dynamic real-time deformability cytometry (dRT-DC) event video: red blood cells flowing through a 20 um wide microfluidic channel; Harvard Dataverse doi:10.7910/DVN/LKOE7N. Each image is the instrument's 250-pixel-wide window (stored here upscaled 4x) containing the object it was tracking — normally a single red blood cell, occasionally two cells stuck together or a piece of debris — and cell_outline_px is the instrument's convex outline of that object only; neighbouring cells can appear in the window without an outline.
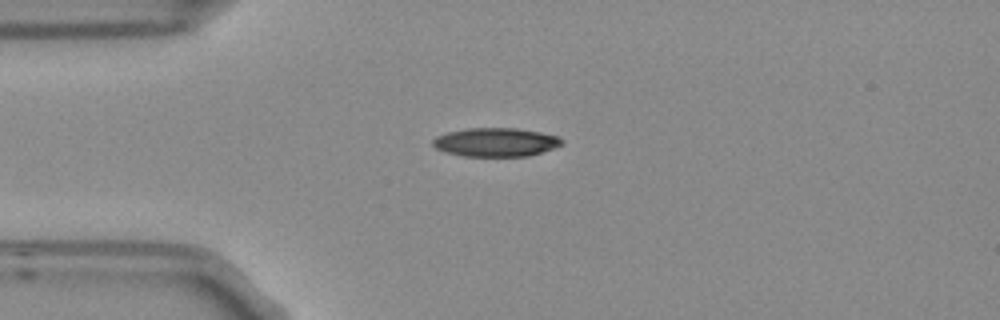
{"species": "Egyptian fruit bat (a non-hibernating species)", "species_latin": "Rousettus aegyptiacus", "temperature_condition": "room temperature", "stored_images_in_passage": 4, "camera_frame_rate_fps": 3000, "um_per_image_px": 0.085, "frame": {"image": 1, "passage_image": 3, "time_ms": 0.667, "image_size_px": [1000, 320], "cell_outline_px": [[564, 144], [528, 156], [460, 156], [444, 152], [436, 148], [432, 144], [432, 140], [436, 136], [448, 132], [468, 128], [516, 128], [540, 132], [556, 136], [564, 140]], "centroid_in_image_um": [42.11, 12.09], "position_along_channel_um": 42.9, "area_um2": 21.56}}